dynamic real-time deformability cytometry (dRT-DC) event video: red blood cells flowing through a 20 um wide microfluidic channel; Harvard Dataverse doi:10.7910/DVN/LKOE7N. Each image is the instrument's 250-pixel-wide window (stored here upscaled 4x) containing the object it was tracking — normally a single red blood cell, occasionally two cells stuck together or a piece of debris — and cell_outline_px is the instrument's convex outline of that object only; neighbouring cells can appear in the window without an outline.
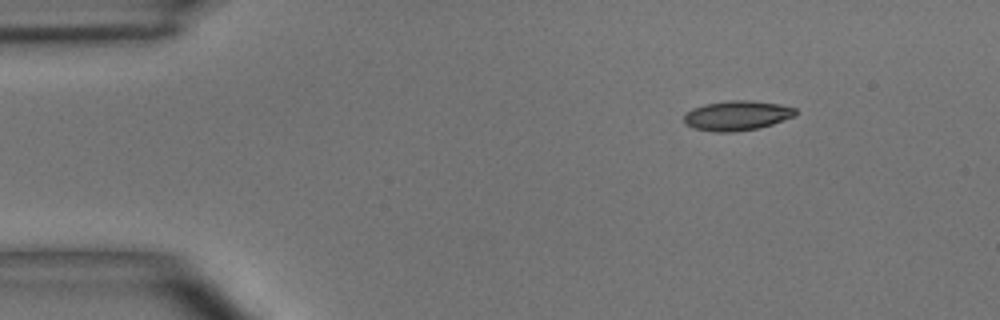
{"species": "common noctule bat (a hibernating species)", "species_latin": "Nyctalus noctula", "temperature_condition": "room temperature", "stored_images_in_passage": 4, "camera_frame_rate_fps": 3000, "um_per_image_px": 0.085, "animal": {"sex": "male", "body_mass_g": 15.6}, "frame": {"image": 1, "passage_image": 1, "time_ms": 0.0, "image_size_px": [1000, 320], "cell_outline_px": [[796, 116], [760, 128], [736, 132], [712, 132], [692, 128], [684, 124], [684, 116], [692, 108], [704, 104], [728, 100], [748, 100], [780, 104], [796, 108]], "centroid_in_image_um": [62.63, 9.83], "position_along_channel_um": 22.4, "area_um2": 19.59}}
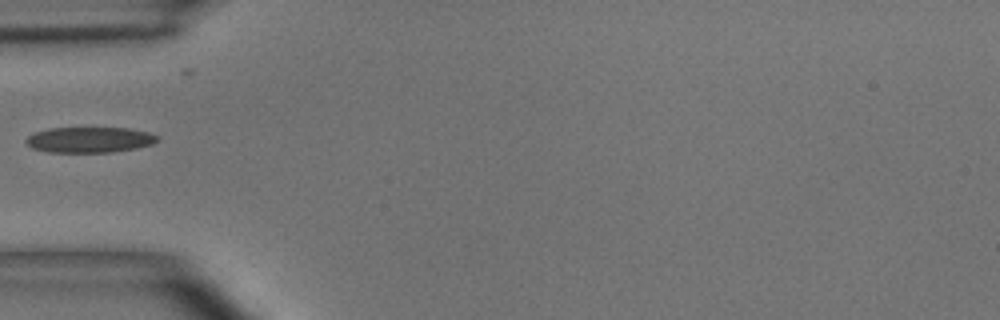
{"frame": {"image": 2, "passage_image": 4, "time_ms": 3.333, "image_size_px": [1000, 320], "cell_outline_px": [[160, 140], [152, 144], [136, 148], [112, 152], [48, 152], [32, 148], [24, 140], [28, 136], [36, 132], [48, 128], [128, 128], [148, 132], [160, 136]], "centroid_in_image_um": [7.64, 11.88], "position_along_channel_um": 77.4, "area_um2": 19.65}}